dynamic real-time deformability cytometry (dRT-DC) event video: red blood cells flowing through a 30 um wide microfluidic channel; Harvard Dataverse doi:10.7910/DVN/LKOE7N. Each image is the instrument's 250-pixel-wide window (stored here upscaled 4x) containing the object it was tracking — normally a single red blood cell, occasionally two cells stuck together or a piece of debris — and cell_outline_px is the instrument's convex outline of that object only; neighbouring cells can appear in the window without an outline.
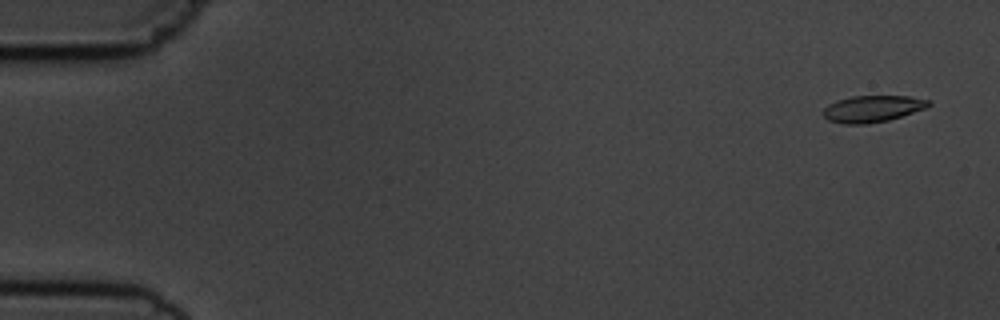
{"species": "common noctule bat (a hibernating species)", "species_latin": "Nyctalus noctula", "temperature_condition": "cold", "stored_images_in_passage": 5, "camera_frame_rate_fps": 3000, "um_per_image_px": 0.085, "animal": {"sex": "male", "body_mass_g": 19.5, "forearm_length_mm": 54.6}, "frame": {"image": 1, "passage_image": 1, "time_ms": 0.0, "image_size_px": [1000, 320], "cell_outline_px": [[932, 104], [928, 108], [888, 120], [868, 124], [844, 124], [828, 120], [824, 116], [824, 108], [828, 104], [836, 100], [852, 96], [908, 96], [932, 100]], "centroid_in_image_um": [74.2, 9.24], "position_along_channel_um": 10.8, "area_um2": 16.53}}
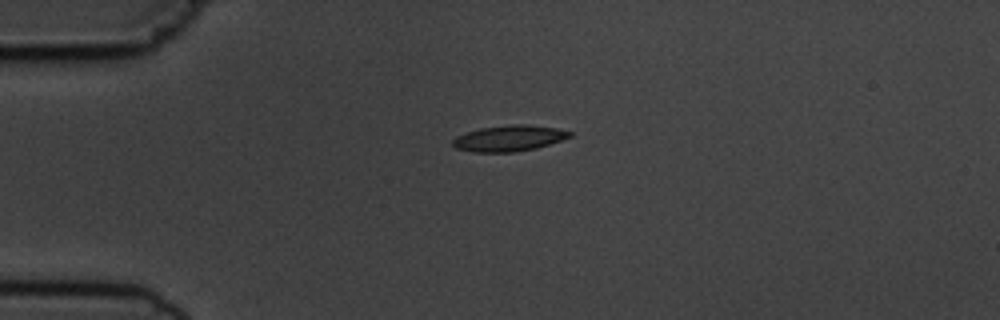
{"frame": {"image": 2, "passage_image": 4, "time_ms": 3.667, "image_size_px": [1000, 320], "cell_outline_px": [[572, 136], [536, 148], [516, 152], [472, 152], [456, 148], [452, 144], [452, 140], [456, 136], [480, 128], [512, 124], [528, 124], [556, 128], [572, 132]], "centroid_in_image_um": [43.25, 11.75], "position_along_channel_um": 41.7, "area_um2": 17.63}}